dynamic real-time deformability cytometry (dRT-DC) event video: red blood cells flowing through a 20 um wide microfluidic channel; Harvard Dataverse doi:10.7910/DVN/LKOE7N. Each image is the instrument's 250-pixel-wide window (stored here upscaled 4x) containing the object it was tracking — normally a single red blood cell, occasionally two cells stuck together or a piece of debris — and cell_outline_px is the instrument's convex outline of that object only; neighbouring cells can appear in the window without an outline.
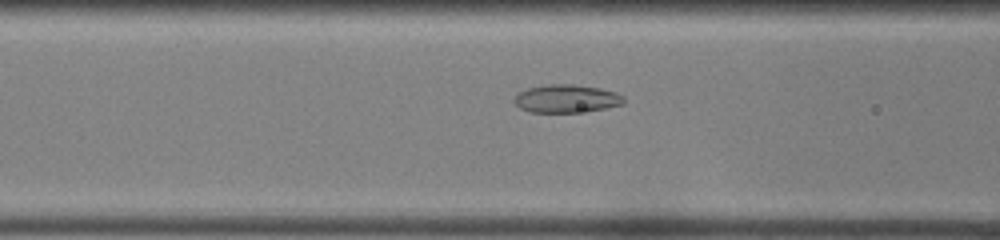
{"species": "common noctule bat (a hibernating species)", "species_latin": "Nyctalus noctula", "temperature_condition": "room temperature", "stored_images_in_passage": 33, "camera_frame_rate_fps": 3000, "um_per_image_px": 0.085, "animal": {"sex": "female", "body_mass_g": 22.0, "forearm_length_mm": 56.7}, "frame": {"image": 1, "passage_image": 12, "time_ms": 3.667, "image_size_px": [1000, 240], "cell_outline_px": [[624, 104], [604, 108], [576, 112], [532, 112], [520, 108], [512, 100], [516, 92], [528, 88], [548, 84], [572, 84], [600, 88], [616, 92], [624, 96]], "centroid_in_image_um": [48.12, 8.37], "position_along_channel_um": 118.5, "area_um2": 17.92}}
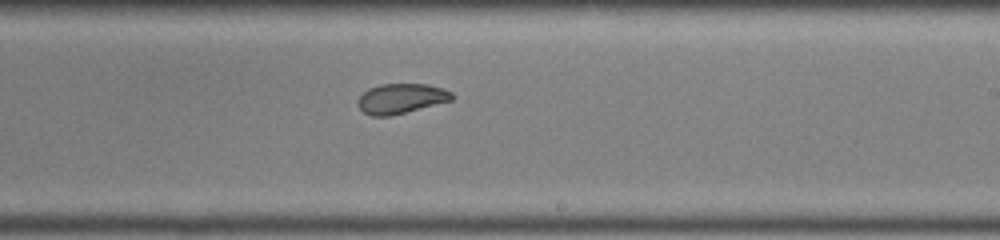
{"frame": {"image": 2, "passage_image": 22, "time_ms": 7.0, "image_size_px": [1000, 240], "cell_outline_px": [[452, 100], [388, 116], [372, 116], [364, 112], [360, 108], [356, 100], [368, 88], [380, 84], [428, 84], [444, 88], [452, 92]], "centroid_in_image_um": [34.07, 8.36], "position_along_channel_um": 254.9, "area_um2": 16.24}}
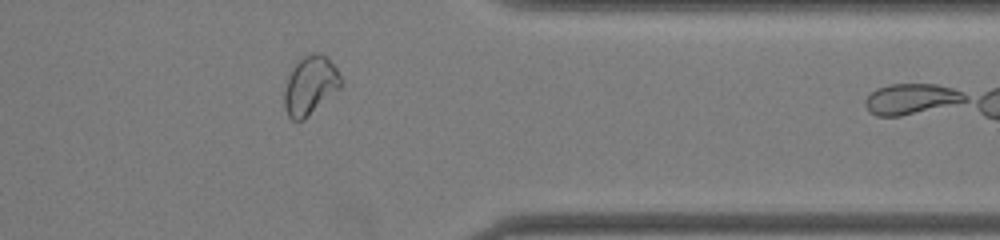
{"frame": {"image": 3, "passage_image": 32, "time_ms": 10.333, "image_size_px": [1000, 240], "cell_outline_px": [[344, 84], [340, 88], [304, 120], [292, 120], [288, 116], [284, 108], [284, 88], [288, 76], [292, 68], [308, 52], [320, 52], [328, 56], [344, 80]], "centroid_in_image_um": [26.39, 7.24], "position_along_channel_um": 385.0, "area_um2": 19.71}}